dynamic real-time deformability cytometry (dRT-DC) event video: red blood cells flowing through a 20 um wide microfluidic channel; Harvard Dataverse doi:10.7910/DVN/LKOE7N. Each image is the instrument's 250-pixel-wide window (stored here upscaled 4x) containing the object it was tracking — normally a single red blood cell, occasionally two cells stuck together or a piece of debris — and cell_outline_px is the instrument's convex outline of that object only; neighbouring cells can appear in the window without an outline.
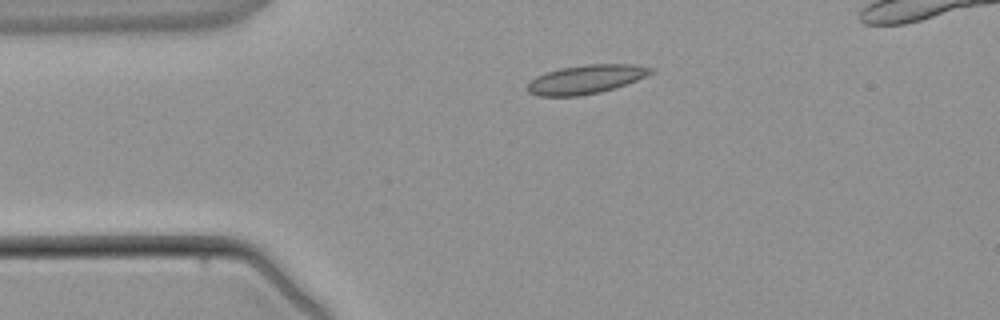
{"species": "common noctule bat (a hibernating species)", "species_latin": "Nyctalus noctula", "temperature_condition": "warm", "stored_images_in_passage": 4, "camera_frame_rate_fps": 3000, "um_per_image_px": 0.085, "animal": {"sex": "male", "body_mass_g": 21.5, "forearm_length_mm": 52.0}, "frame": {"image": 1, "passage_image": 2, "time_ms": 1.333, "image_size_px": [1000, 320], "cell_outline_px": [[652, 72], [636, 80], [616, 88], [600, 92], [580, 96], [540, 96], [528, 92], [524, 88], [536, 76], [544, 72], [560, 68], [584, 64], [636, 64], [652, 68]], "centroid_in_image_um": [49.75, 6.74], "position_along_channel_um": 35.2, "area_um2": 20.81}}